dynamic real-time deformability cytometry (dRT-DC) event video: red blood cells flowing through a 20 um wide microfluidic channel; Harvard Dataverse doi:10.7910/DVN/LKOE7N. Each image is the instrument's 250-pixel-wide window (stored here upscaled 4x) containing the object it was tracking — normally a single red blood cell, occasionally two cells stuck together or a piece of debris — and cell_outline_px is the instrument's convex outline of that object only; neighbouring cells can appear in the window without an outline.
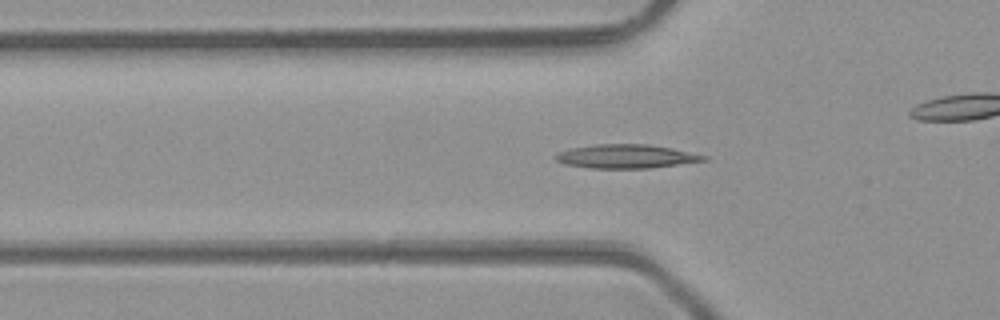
{"species": "common noctule bat (a hibernating species)", "species_latin": "Nyctalus noctula", "temperature_condition": "room temperature", "stored_images_in_passage": 49, "camera_frame_rate_fps": 3000, "um_per_image_px": 0.085, "animal": {"sex": "male", "body_mass_g": 23.1, "forearm_length_mm": 52.7}, "frame": {"image": 1, "passage_image": 16, "time_ms": 5.0, "image_size_px": [1000, 320], "cell_outline_px": [[708, 160], [652, 168], [592, 168], [564, 164], [556, 160], [552, 156], [556, 152], [572, 148], [592, 144], [648, 144], [672, 148], [708, 156]], "centroid_in_image_um": [53.2, 13.29], "position_along_channel_um": 72.6, "area_um2": 20.69}}
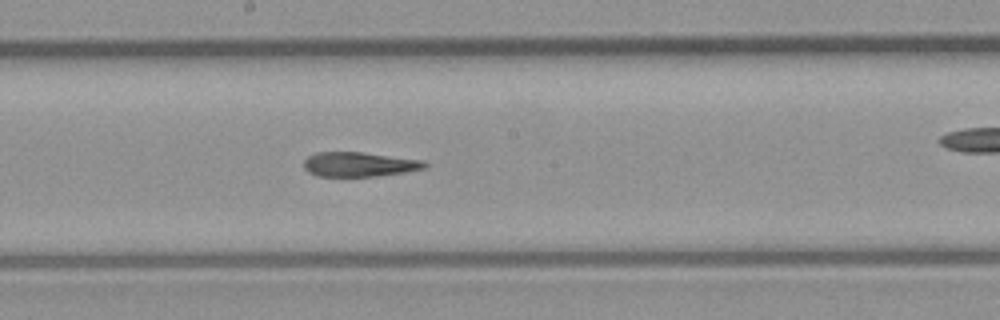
{"frame": {"image": 2, "passage_image": 26, "time_ms": 8.333, "image_size_px": [1000, 320], "cell_outline_px": [[428, 164], [424, 168], [404, 172], [380, 176], [316, 176], [308, 172], [304, 168], [304, 160], [308, 156], [316, 152], [360, 152], [424, 160]], "centroid_in_image_um": [30.51, 13.97], "position_along_channel_um": 217.7, "area_um2": 17.28}}
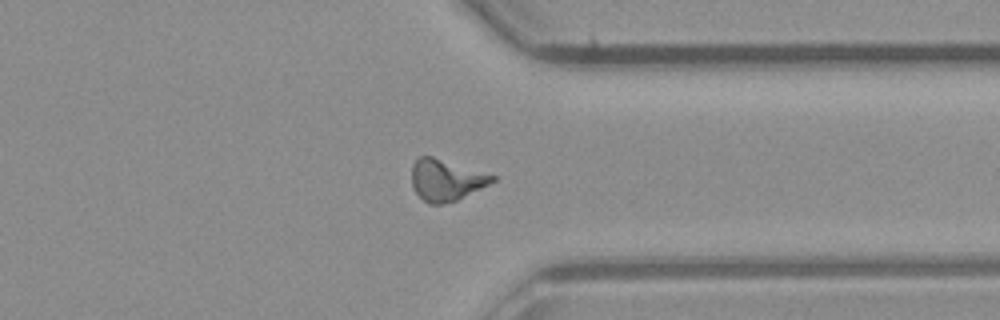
{"frame": {"image": 3, "passage_image": 37, "time_ms": 12.0, "image_size_px": [1000, 320], "cell_outline_px": [[496, 180], [456, 200], [444, 204], [428, 204], [416, 192], [412, 184], [412, 164], [420, 156], [432, 156], [496, 176]], "centroid_in_image_um": [37.89, 15.3], "position_along_channel_um": 373.5, "area_um2": 19.07}, "authors_computed_cell_mechanics": {"area_um2": 18.6116, "velocity_mm_per_s": 4.3184, "shape_relaxation_time_tau1_ms": null, "shape_relaxation_time_tau2_ms": 3.8421, "deformation_change_tau1": null, "deformation_change_tau2": 0.1463}}